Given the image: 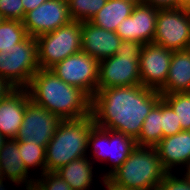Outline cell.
<instances>
[{"label":"cell","mask_w":190,"mask_h":190,"mask_svg":"<svg viewBox=\"0 0 190 190\" xmlns=\"http://www.w3.org/2000/svg\"><path fill=\"white\" fill-rule=\"evenodd\" d=\"M176 7L188 9L190 7V0H176Z\"/></svg>","instance_id":"cell-36"},{"label":"cell","mask_w":190,"mask_h":190,"mask_svg":"<svg viewBox=\"0 0 190 190\" xmlns=\"http://www.w3.org/2000/svg\"><path fill=\"white\" fill-rule=\"evenodd\" d=\"M177 114L182 130H190V92L161 94Z\"/></svg>","instance_id":"cell-26"},{"label":"cell","mask_w":190,"mask_h":190,"mask_svg":"<svg viewBox=\"0 0 190 190\" xmlns=\"http://www.w3.org/2000/svg\"><path fill=\"white\" fill-rule=\"evenodd\" d=\"M94 126L92 115L62 120L46 146L45 170L56 172L69 162L87 156L88 136Z\"/></svg>","instance_id":"cell-4"},{"label":"cell","mask_w":190,"mask_h":190,"mask_svg":"<svg viewBox=\"0 0 190 190\" xmlns=\"http://www.w3.org/2000/svg\"><path fill=\"white\" fill-rule=\"evenodd\" d=\"M3 21V18H2V16L0 15V23Z\"/></svg>","instance_id":"cell-43"},{"label":"cell","mask_w":190,"mask_h":190,"mask_svg":"<svg viewBox=\"0 0 190 190\" xmlns=\"http://www.w3.org/2000/svg\"><path fill=\"white\" fill-rule=\"evenodd\" d=\"M161 93L142 85L98 89L92 97L91 115L100 128L136 139Z\"/></svg>","instance_id":"cell-1"},{"label":"cell","mask_w":190,"mask_h":190,"mask_svg":"<svg viewBox=\"0 0 190 190\" xmlns=\"http://www.w3.org/2000/svg\"><path fill=\"white\" fill-rule=\"evenodd\" d=\"M81 22L71 21L36 38L40 69H50L70 55L82 51Z\"/></svg>","instance_id":"cell-7"},{"label":"cell","mask_w":190,"mask_h":190,"mask_svg":"<svg viewBox=\"0 0 190 190\" xmlns=\"http://www.w3.org/2000/svg\"><path fill=\"white\" fill-rule=\"evenodd\" d=\"M107 0H67L69 13L73 21H90Z\"/></svg>","instance_id":"cell-25"},{"label":"cell","mask_w":190,"mask_h":190,"mask_svg":"<svg viewBox=\"0 0 190 190\" xmlns=\"http://www.w3.org/2000/svg\"><path fill=\"white\" fill-rule=\"evenodd\" d=\"M15 88L2 77H0V101L9 95Z\"/></svg>","instance_id":"cell-32"},{"label":"cell","mask_w":190,"mask_h":190,"mask_svg":"<svg viewBox=\"0 0 190 190\" xmlns=\"http://www.w3.org/2000/svg\"><path fill=\"white\" fill-rule=\"evenodd\" d=\"M27 36L23 21L3 19L0 23V51L8 53Z\"/></svg>","instance_id":"cell-24"},{"label":"cell","mask_w":190,"mask_h":190,"mask_svg":"<svg viewBox=\"0 0 190 190\" xmlns=\"http://www.w3.org/2000/svg\"><path fill=\"white\" fill-rule=\"evenodd\" d=\"M143 3L159 9L176 7V0H143Z\"/></svg>","instance_id":"cell-31"},{"label":"cell","mask_w":190,"mask_h":190,"mask_svg":"<svg viewBox=\"0 0 190 190\" xmlns=\"http://www.w3.org/2000/svg\"><path fill=\"white\" fill-rule=\"evenodd\" d=\"M173 51L155 43L143 44L139 57L141 85L159 91L165 84Z\"/></svg>","instance_id":"cell-13"},{"label":"cell","mask_w":190,"mask_h":190,"mask_svg":"<svg viewBox=\"0 0 190 190\" xmlns=\"http://www.w3.org/2000/svg\"><path fill=\"white\" fill-rule=\"evenodd\" d=\"M104 190H119V188H112L107 182L103 184Z\"/></svg>","instance_id":"cell-39"},{"label":"cell","mask_w":190,"mask_h":190,"mask_svg":"<svg viewBox=\"0 0 190 190\" xmlns=\"http://www.w3.org/2000/svg\"><path fill=\"white\" fill-rule=\"evenodd\" d=\"M81 31L82 51L98 61L114 56L122 41L116 32L97 27L89 21L81 22Z\"/></svg>","instance_id":"cell-16"},{"label":"cell","mask_w":190,"mask_h":190,"mask_svg":"<svg viewBox=\"0 0 190 190\" xmlns=\"http://www.w3.org/2000/svg\"><path fill=\"white\" fill-rule=\"evenodd\" d=\"M153 43L172 51L190 47V12L185 8H158Z\"/></svg>","instance_id":"cell-9"},{"label":"cell","mask_w":190,"mask_h":190,"mask_svg":"<svg viewBox=\"0 0 190 190\" xmlns=\"http://www.w3.org/2000/svg\"><path fill=\"white\" fill-rule=\"evenodd\" d=\"M135 4L126 0H107L89 21L97 27L116 32L121 21L131 15Z\"/></svg>","instance_id":"cell-21"},{"label":"cell","mask_w":190,"mask_h":190,"mask_svg":"<svg viewBox=\"0 0 190 190\" xmlns=\"http://www.w3.org/2000/svg\"><path fill=\"white\" fill-rule=\"evenodd\" d=\"M180 173L190 183V162L180 171Z\"/></svg>","instance_id":"cell-35"},{"label":"cell","mask_w":190,"mask_h":190,"mask_svg":"<svg viewBox=\"0 0 190 190\" xmlns=\"http://www.w3.org/2000/svg\"><path fill=\"white\" fill-rule=\"evenodd\" d=\"M26 89L35 104L62 120L91 115L92 98L82 89L62 81L50 69H39Z\"/></svg>","instance_id":"cell-2"},{"label":"cell","mask_w":190,"mask_h":190,"mask_svg":"<svg viewBox=\"0 0 190 190\" xmlns=\"http://www.w3.org/2000/svg\"><path fill=\"white\" fill-rule=\"evenodd\" d=\"M29 92L25 88H15L0 101V133L7 139H15L26 109Z\"/></svg>","instance_id":"cell-17"},{"label":"cell","mask_w":190,"mask_h":190,"mask_svg":"<svg viewBox=\"0 0 190 190\" xmlns=\"http://www.w3.org/2000/svg\"><path fill=\"white\" fill-rule=\"evenodd\" d=\"M45 1L47 0H22V4L24 7V18H25L26 13H28L31 10H34L36 7H38Z\"/></svg>","instance_id":"cell-33"},{"label":"cell","mask_w":190,"mask_h":190,"mask_svg":"<svg viewBox=\"0 0 190 190\" xmlns=\"http://www.w3.org/2000/svg\"><path fill=\"white\" fill-rule=\"evenodd\" d=\"M24 190H42L41 187L36 183H30L23 186Z\"/></svg>","instance_id":"cell-37"},{"label":"cell","mask_w":190,"mask_h":190,"mask_svg":"<svg viewBox=\"0 0 190 190\" xmlns=\"http://www.w3.org/2000/svg\"><path fill=\"white\" fill-rule=\"evenodd\" d=\"M8 139L4 136V135H2L1 133H0V151H1V149L3 148V146H4V144H5V142L7 141Z\"/></svg>","instance_id":"cell-38"},{"label":"cell","mask_w":190,"mask_h":190,"mask_svg":"<svg viewBox=\"0 0 190 190\" xmlns=\"http://www.w3.org/2000/svg\"><path fill=\"white\" fill-rule=\"evenodd\" d=\"M143 44L122 40L114 56L99 61L98 89L141 85L139 57Z\"/></svg>","instance_id":"cell-6"},{"label":"cell","mask_w":190,"mask_h":190,"mask_svg":"<svg viewBox=\"0 0 190 190\" xmlns=\"http://www.w3.org/2000/svg\"><path fill=\"white\" fill-rule=\"evenodd\" d=\"M155 148L168 173L180 172L190 162V130L162 138Z\"/></svg>","instance_id":"cell-15"},{"label":"cell","mask_w":190,"mask_h":190,"mask_svg":"<svg viewBox=\"0 0 190 190\" xmlns=\"http://www.w3.org/2000/svg\"><path fill=\"white\" fill-rule=\"evenodd\" d=\"M126 1L132 2V3L135 4V5H138V4H142V3H143V0H126Z\"/></svg>","instance_id":"cell-40"},{"label":"cell","mask_w":190,"mask_h":190,"mask_svg":"<svg viewBox=\"0 0 190 190\" xmlns=\"http://www.w3.org/2000/svg\"><path fill=\"white\" fill-rule=\"evenodd\" d=\"M157 15L156 7L144 3L135 5L131 15L121 21L116 33L122 40L152 43Z\"/></svg>","instance_id":"cell-14"},{"label":"cell","mask_w":190,"mask_h":190,"mask_svg":"<svg viewBox=\"0 0 190 190\" xmlns=\"http://www.w3.org/2000/svg\"><path fill=\"white\" fill-rule=\"evenodd\" d=\"M167 173L155 147L136 146L106 182L112 188L156 190Z\"/></svg>","instance_id":"cell-3"},{"label":"cell","mask_w":190,"mask_h":190,"mask_svg":"<svg viewBox=\"0 0 190 190\" xmlns=\"http://www.w3.org/2000/svg\"><path fill=\"white\" fill-rule=\"evenodd\" d=\"M119 190H132V189H120ZM134 190V189H133ZM135 190H142V189H135Z\"/></svg>","instance_id":"cell-42"},{"label":"cell","mask_w":190,"mask_h":190,"mask_svg":"<svg viewBox=\"0 0 190 190\" xmlns=\"http://www.w3.org/2000/svg\"><path fill=\"white\" fill-rule=\"evenodd\" d=\"M156 190H190V183L180 172L167 173Z\"/></svg>","instance_id":"cell-30"},{"label":"cell","mask_w":190,"mask_h":190,"mask_svg":"<svg viewBox=\"0 0 190 190\" xmlns=\"http://www.w3.org/2000/svg\"><path fill=\"white\" fill-rule=\"evenodd\" d=\"M94 163L90 157L75 159L64 165L56 173L65 180L73 190H90L95 189L96 171ZM95 174V175H94Z\"/></svg>","instance_id":"cell-20"},{"label":"cell","mask_w":190,"mask_h":190,"mask_svg":"<svg viewBox=\"0 0 190 190\" xmlns=\"http://www.w3.org/2000/svg\"><path fill=\"white\" fill-rule=\"evenodd\" d=\"M8 182H9V184H15L17 187H22V185H20L19 183H14V182L4 178V179L0 180V190H9V188L7 186Z\"/></svg>","instance_id":"cell-34"},{"label":"cell","mask_w":190,"mask_h":190,"mask_svg":"<svg viewBox=\"0 0 190 190\" xmlns=\"http://www.w3.org/2000/svg\"><path fill=\"white\" fill-rule=\"evenodd\" d=\"M163 138L162 97L146 116L141 132L135 139L137 146L155 147Z\"/></svg>","instance_id":"cell-22"},{"label":"cell","mask_w":190,"mask_h":190,"mask_svg":"<svg viewBox=\"0 0 190 190\" xmlns=\"http://www.w3.org/2000/svg\"><path fill=\"white\" fill-rule=\"evenodd\" d=\"M182 131L180 120L171 106L162 98V132L163 138Z\"/></svg>","instance_id":"cell-27"},{"label":"cell","mask_w":190,"mask_h":190,"mask_svg":"<svg viewBox=\"0 0 190 190\" xmlns=\"http://www.w3.org/2000/svg\"><path fill=\"white\" fill-rule=\"evenodd\" d=\"M18 149L19 153L21 154V159L23 160V163L26 167V170L30 174L33 173L32 175L35 179L41 176L46 171V148L44 146L24 141L18 142ZM30 169L33 170V172Z\"/></svg>","instance_id":"cell-23"},{"label":"cell","mask_w":190,"mask_h":190,"mask_svg":"<svg viewBox=\"0 0 190 190\" xmlns=\"http://www.w3.org/2000/svg\"><path fill=\"white\" fill-rule=\"evenodd\" d=\"M37 41L27 36L9 52L0 51V77L14 88H27L39 71Z\"/></svg>","instance_id":"cell-8"},{"label":"cell","mask_w":190,"mask_h":190,"mask_svg":"<svg viewBox=\"0 0 190 190\" xmlns=\"http://www.w3.org/2000/svg\"><path fill=\"white\" fill-rule=\"evenodd\" d=\"M0 15L3 19L24 20L22 0H0Z\"/></svg>","instance_id":"cell-29"},{"label":"cell","mask_w":190,"mask_h":190,"mask_svg":"<svg viewBox=\"0 0 190 190\" xmlns=\"http://www.w3.org/2000/svg\"><path fill=\"white\" fill-rule=\"evenodd\" d=\"M136 146L133 137L96 125L91 129L88 136L87 156L95 166L99 162H101L99 165L103 163L110 166L98 177L101 178L102 185L123 164Z\"/></svg>","instance_id":"cell-5"},{"label":"cell","mask_w":190,"mask_h":190,"mask_svg":"<svg viewBox=\"0 0 190 190\" xmlns=\"http://www.w3.org/2000/svg\"><path fill=\"white\" fill-rule=\"evenodd\" d=\"M35 182L42 190H73L56 172L45 171Z\"/></svg>","instance_id":"cell-28"},{"label":"cell","mask_w":190,"mask_h":190,"mask_svg":"<svg viewBox=\"0 0 190 190\" xmlns=\"http://www.w3.org/2000/svg\"><path fill=\"white\" fill-rule=\"evenodd\" d=\"M71 21L67 0H47L26 13L23 25L28 36L37 38Z\"/></svg>","instance_id":"cell-12"},{"label":"cell","mask_w":190,"mask_h":190,"mask_svg":"<svg viewBox=\"0 0 190 190\" xmlns=\"http://www.w3.org/2000/svg\"><path fill=\"white\" fill-rule=\"evenodd\" d=\"M50 70L68 85L85 91L91 98L98 91L99 61L83 51L68 56Z\"/></svg>","instance_id":"cell-10"},{"label":"cell","mask_w":190,"mask_h":190,"mask_svg":"<svg viewBox=\"0 0 190 190\" xmlns=\"http://www.w3.org/2000/svg\"><path fill=\"white\" fill-rule=\"evenodd\" d=\"M61 121V118L35 104L29 97L26 100L25 114L15 140L42 145L46 148Z\"/></svg>","instance_id":"cell-11"},{"label":"cell","mask_w":190,"mask_h":190,"mask_svg":"<svg viewBox=\"0 0 190 190\" xmlns=\"http://www.w3.org/2000/svg\"><path fill=\"white\" fill-rule=\"evenodd\" d=\"M0 167L4 178L24 186L34 183L35 178L27 170L21 159L18 141L8 139L0 151Z\"/></svg>","instance_id":"cell-18"},{"label":"cell","mask_w":190,"mask_h":190,"mask_svg":"<svg viewBox=\"0 0 190 190\" xmlns=\"http://www.w3.org/2000/svg\"><path fill=\"white\" fill-rule=\"evenodd\" d=\"M161 94L190 92V52L188 49L173 51L168 76Z\"/></svg>","instance_id":"cell-19"},{"label":"cell","mask_w":190,"mask_h":190,"mask_svg":"<svg viewBox=\"0 0 190 190\" xmlns=\"http://www.w3.org/2000/svg\"><path fill=\"white\" fill-rule=\"evenodd\" d=\"M4 179L3 173H2V169L0 167V180Z\"/></svg>","instance_id":"cell-41"}]
</instances>
